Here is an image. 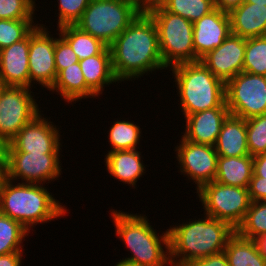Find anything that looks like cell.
I'll use <instances>...</instances> for the list:
<instances>
[{
    "label": "cell",
    "mask_w": 266,
    "mask_h": 266,
    "mask_svg": "<svg viewBox=\"0 0 266 266\" xmlns=\"http://www.w3.org/2000/svg\"><path fill=\"white\" fill-rule=\"evenodd\" d=\"M5 178H6V162L3 151L0 148V189Z\"/></svg>",
    "instance_id": "obj_44"
},
{
    "label": "cell",
    "mask_w": 266,
    "mask_h": 266,
    "mask_svg": "<svg viewBox=\"0 0 266 266\" xmlns=\"http://www.w3.org/2000/svg\"><path fill=\"white\" fill-rule=\"evenodd\" d=\"M114 266H141V265L132 264V263H129L126 261H122L120 259V261L118 263H116V265H114Z\"/></svg>",
    "instance_id": "obj_46"
},
{
    "label": "cell",
    "mask_w": 266,
    "mask_h": 266,
    "mask_svg": "<svg viewBox=\"0 0 266 266\" xmlns=\"http://www.w3.org/2000/svg\"><path fill=\"white\" fill-rule=\"evenodd\" d=\"M253 173L256 176L266 178V153L253 157Z\"/></svg>",
    "instance_id": "obj_40"
},
{
    "label": "cell",
    "mask_w": 266,
    "mask_h": 266,
    "mask_svg": "<svg viewBox=\"0 0 266 266\" xmlns=\"http://www.w3.org/2000/svg\"><path fill=\"white\" fill-rule=\"evenodd\" d=\"M60 35L73 49L79 60L100 54L107 45L75 25L57 27Z\"/></svg>",
    "instance_id": "obj_26"
},
{
    "label": "cell",
    "mask_w": 266,
    "mask_h": 266,
    "mask_svg": "<svg viewBox=\"0 0 266 266\" xmlns=\"http://www.w3.org/2000/svg\"><path fill=\"white\" fill-rule=\"evenodd\" d=\"M111 216L116 236L132 253L122 261L141 266H171L169 229L159 236L144 214L111 209Z\"/></svg>",
    "instance_id": "obj_4"
},
{
    "label": "cell",
    "mask_w": 266,
    "mask_h": 266,
    "mask_svg": "<svg viewBox=\"0 0 266 266\" xmlns=\"http://www.w3.org/2000/svg\"><path fill=\"white\" fill-rule=\"evenodd\" d=\"M173 73L184 118L213 108H228L225 83L201 61L181 63L169 68Z\"/></svg>",
    "instance_id": "obj_5"
},
{
    "label": "cell",
    "mask_w": 266,
    "mask_h": 266,
    "mask_svg": "<svg viewBox=\"0 0 266 266\" xmlns=\"http://www.w3.org/2000/svg\"><path fill=\"white\" fill-rule=\"evenodd\" d=\"M204 213L237 229L250 207L248 188L230 186L216 181L203 185L198 191Z\"/></svg>",
    "instance_id": "obj_8"
},
{
    "label": "cell",
    "mask_w": 266,
    "mask_h": 266,
    "mask_svg": "<svg viewBox=\"0 0 266 266\" xmlns=\"http://www.w3.org/2000/svg\"><path fill=\"white\" fill-rule=\"evenodd\" d=\"M231 33L242 38L266 36V6L243 2L229 13Z\"/></svg>",
    "instance_id": "obj_19"
},
{
    "label": "cell",
    "mask_w": 266,
    "mask_h": 266,
    "mask_svg": "<svg viewBox=\"0 0 266 266\" xmlns=\"http://www.w3.org/2000/svg\"><path fill=\"white\" fill-rule=\"evenodd\" d=\"M244 2L266 6V0H244Z\"/></svg>",
    "instance_id": "obj_45"
},
{
    "label": "cell",
    "mask_w": 266,
    "mask_h": 266,
    "mask_svg": "<svg viewBox=\"0 0 266 266\" xmlns=\"http://www.w3.org/2000/svg\"><path fill=\"white\" fill-rule=\"evenodd\" d=\"M230 115L228 108H213L185 117L182 137L194 143L215 145L221 127Z\"/></svg>",
    "instance_id": "obj_18"
},
{
    "label": "cell",
    "mask_w": 266,
    "mask_h": 266,
    "mask_svg": "<svg viewBox=\"0 0 266 266\" xmlns=\"http://www.w3.org/2000/svg\"><path fill=\"white\" fill-rule=\"evenodd\" d=\"M185 266H229L224 252L190 261Z\"/></svg>",
    "instance_id": "obj_38"
},
{
    "label": "cell",
    "mask_w": 266,
    "mask_h": 266,
    "mask_svg": "<svg viewBox=\"0 0 266 266\" xmlns=\"http://www.w3.org/2000/svg\"><path fill=\"white\" fill-rule=\"evenodd\" d=\"M141 131L139 125L131 121L117 120L113 122L108 133V142L112 149L108 152L139 149L137 145L142 137Z\"/></svg>",
    "instance_id": "obj_28"
},
{
    "label": "cell",
    "mask_w": 266,
    "mask_h": 266,
    "mask_svg": "<svg viewBox=\"0 0 266 266\" xmlns=\"http://www.w3.org/2000/svg\"><path fill=\"white\" fill-rule=\"evenodd\" d=\"M32 88L7 86L0 98V148L41 113ZM33 95H32V94Z\"/></svg>",
    "instance_id": "obj_10"
},
{
    "label": "cell",
    "mask_w": 266,
    "mask_h": 266,
    "mask_svg": "<svg viewBox=\"0 0 266 266\" xmlns=\"http://www.w3.org/2000/svg\"><path fill=\"white\" fill-rule=\"evenodd\" d=\"M41 184L17 183L4 179L0 189V213L21 223L28 231L36 224L65 216V205ZM63 205V206H62Z\"/></svg>",
    "instance_id": "obj_3"
},
{
    "label": "cell",
    "mask_w": 266,
    "mask_h": 266,
    "mask_svg": "<svg viewBox=\"0 0 266 266\" xmlns=\"http://www.w3.org/2000/svg\"><path fill=\"white\" fill-rule=\"evenodd\" d=\"M36 0H0V19L33 20ZM34 15V16H33Z\"/></svg>",
    "instance_id": "obj_34"
},
{
    "label": "cell",
    "mask_w": 266,
    "mask_h": 266,
    "mask_svg": "<svg viewBox=\"0 0 266 266\" xmlns=\"http://www.w3.org/2000/svg\"><path fill=\"white\" fill-rule=\"evenodd\" d=\"M214 148L218 156L241 157L250 155L247 143L246 120L229 115L223 122Z\"/></svg>",
    "instance_id": "obj_21"
},
{
    "label": "cell",
    "mask_w": 266,
    "mask_h": 266,
    "mask_svg": "<svg viewBox=\"0 0 266 266\" xmlns=\"http://www.w3.org/2000/svg\"><path fill=\"white\" fill-rule=\"evenodd\" d=\"M245 38L230 34L216 49L200 61L225 84L243 71Z\"/></svg>",
    "instance_id": "obj_15"
},
{
    "label": "cell",
    "mask_w": 266,
    "mask_h": 266,
    "mask_svg": "<svg viewBox=\"0 0 266 266\" xmlns=\"http://www.w3.org/2000/svg\"><path fill=\"white\" fill-rule=\"evenodd\" d=\"M243 71L266 76V36L245 39Z\"/></svg>",
    "instance_id": "obj_29"
},
{
    "label": "cell",
    "mask_w": 266,
    "mask_h": 266,
    "mask_svg": "<svg viewBox=\"0 0 266 266\" xmlns=\"http://www.w3.org/2000/svg\"><path fill=\"white\" fill-rule=\"evenodd\" d=\"M236 232L247 239H255L266 233V201L251 202L241 225Z\"/></svg>",
    "instance_id": "obj_30"
},
{
    "label": "cell",
    "mask_w": 266,
    "mask_h": 266,
    "mask_svg": "<svg viewBox=\"0 0 266 266\" xmlns=\"http://www.w3.org/2000/svg\"><path fill=\"white\" fill-rule=\"evenodd\" d=\"M203 217L169 228L171 266H185L192 260L224 252L236 230L205 213Z\"/></svg>",
    "instance_id": "obj_2"
},
{
    "label": "cell",
    "mask_w": 266,
    "mask_h": 266,
    "mask_svg": "<svg viewBox=\"0 0 266 266\" xmlns=\"http://www.w3.org/2000/svg\"><path fill=\"white\" fill-rule=\"evenodd\" d=\"M162 6L167 11L180 15L192 23L215 8L214 0H167Z\"/></svg>",
    "instance_id": "obj_31"
},
{
    "label": "cell",
    "mask_w": 266,
    "mask_h": 266,
    "mask_svg": "<svg viewBox=\"0 0 266 266\" xmlns=\"http://www.w3.org/2000/svg\"><path fill=\"white\" fill-rule=\"evenodd\" d=\"M244 0H214V7L229 13L232 9L239 7Z\"/></svg>",
    "instance_id": "obj_41"
},
{
    "label": "cell",
    "mask_w": 266,
    "mask_h": 266,
    "mask_svg": "<svg viewBox=\"0 0 266 266\" xmlns=\"http://www.w3.org/2000/svg\"><path fill=\"white\" fill-rule=\"evenodd\" d=\"M57 27L75 25L91 0H58Z\"/></svg>",
    "instance_id": "obj_35"
},
{
    "label": "cell",
    "mask_w": 266,
    "mask_h": 266,
    "mask_svg": "<svg viewBox=\"0 0 266 266\" xmlns=\"http://www.w3.org/2000/svg\"><path fill=\"white\" fill-rule=\"evenodd\" d=\"M230 115L249 119L266 113V76L240 72L225 84Z\"/></svg>",
    "instance_id": "obj_9"
},
{
    "label": "cell",
    "mask_w": 266,
    "mask_h": 266,
    "mask_svg": "<svg viewBox=\"0 0 266 266\" xmlns=\"http://www.w3.org/2000/svg\"><path fill=\"white\" fill-rule=\"evenodd\" d=\"M109 49L113 71L120 83L138 80L155 70H168L161 58L156 24L147 12H140Z\"/></svg>",
    "instance_id": "obj_1"
},
{
    "label": "cell",
    "mask_w": 266,
    "mask_h": 266,
    "mask_svg": "<svg viewBox=\"0 0 266 266\" xmlns=\"http://www.w3.org/2000/svg\"><path fill=\"white\" fill-rule=\"evenodd\" d=\"M54 57L57 74L64 68L80 61L70 45L60 35L55 38Z\"/></svg>",
    "instance_id": "obj_36"
},
{
    "label": "cell",
    "mask_w": 266,
    "mask_h": 266,
    "mask_svg": "<svg viewBox=\"0 0 266 266\" xmlns=\"http://www.w3.org/2000/svg\"><path fill=\"white\" fill-rule=\"evenodd\" d=\"M254 241L257 244L259 253L266 259V233L256 237Z\"/></svg>",
    "instance_id": "obj_43"
},
{
    "label": "cell",
    "mask_w": 266,
    "mask_h": 266,
    "mask_svg": "<svg viewBox=\"0 0 266 266\" xmlns=\"http://www.w3.org/2000/svg\"><path fill=\"white\" fill-rule=\"evenodd\" d=\"M229 266H266V259L259 253L256 242L235 232L224 249Z\"/></svg>",
    "instance_id": "obj_25"
},
{
    "label": "cell",
    "mask_w": 266,
    "mask_h": 266,
    "mask_svg": "<svg viewBox=\"0 0 266 266\" xmlns=\"http://www.w3.org/2000/svg\"><path fill=\"white\" fill-rule=\"evenodd\" d=\"M38 114L24 125L17 135L1 149L3 152L60 153V128Z\"/></svg>",
    "instance_id": "obj_14"
},
{
    "label": "cell",
    "mask_w": 266,
    "mask_h": 266,
    "mask_svg": "<svg viewBox=\"0 0 266 266\" xmlns=\"http://www.w3.org/2000/svg\"><path fill=\"white\" fill-rule=\"evenodd\" d=\"M174 149L179 172L195 182L197 191L215 180L218 154L213 145L194 143L182 137Z\"/></svg>",
    "instance_id": "obj_12"
},
{
    "label": "cell",
    "mask_w": 266,
    "mask_h": 266,
    "mask_svg": "<svg viewBox=\"0 0 266 266\" xmlns=\"http://www.w3.org/2000/svg\"><path fill=\"white\" fill-rule=\"evenodd\" d=\"M52 92L60 94L64 101L76 103L85 98H95L98 95L86 84L80 64L75 63L61 70L52 88ZM92 96V97H91ZM79 99V100H78Z\"/></svg>",
    "instance_id": "obj_23"
},
{
    "label": "cell",
    "mask_w": 266,
    "mask_h": 266,
    "mask_svg": "<svg viewBox=\"0 0 266 266\" xmlns=\"http://www.w3.org/2000/svg\"><path fill=\"white\" fill-rule=\"evenodd\" d=\"M48 29L44 24H39L29 33L30 88L33 87L32 83L38 82L42 89L44 87L50 90L57 78L55 38L49 34Z\"/></svg>",
    "instance_id": "obj_13"
},
{
    "label": "cell",
    "mask_w": 266,
    "mask_h": 266,
    "mask_svg": "<svg viewBox=\"0 0 266 266\" xmlns=\"http://www.w3.org/2000/svg\"><path fill=\"white\" fill-rule=\"evenodd\" d=\"M249 154L254 157L266 153V113L246 119Z\"/></svg>",
    "instance_id": "obj_33"
},
{
    "label": "cell",
    "mask_w": 266,
    "mask_h": 266,
    "mask_svg": "<svg viewBox=\"0 0 266 266\" xmlns=\"http://www.w3.org/2000/svg\"><path fill=\"white\" fill-rule=\"evenodd\" d=\"M140 12L138 0H91L75 26L109 46Z\"/></svg>",
    "instance_id": "obj_6"
},
{
    "label": "cell",
    "mask_w": 266,
    "mask_h": 266,
    "mask_svg": "<svg viewBox=\"0 0 266 266\" xmlns=\"http://www.w3.org/2000/svg\"><path fill=\"white\" fill-rule=\"evenodd\" d=\"M157 27L161 58L167 68L195 62L193 23L163 6L147 12Z\"/></svg>",
    "instance_id": "obj_7"
},
{
    "label": "cell",
    "mask_w": 266,
    "mask_h": 266,
    "mask_svg": "<svg viewBox=\"0 0 266 266\" xmlns=\"http://www.w3.org/2000/svg\"><path fill=\"white\" fill-rule=\"evenodd\" d=\"M248 191L252 202L266 201V178L256 176L253 173Z\"/></svg>",
    "instance_id": "obj_37"
},
{
    "label": "cell",
    "mask_w": 266,
    "mask_h": 266,
    "mask_svg": "<svg viewBox=\"0 0 266 266\" xmlns=\"http://www.w3.org/2000/svg\"><path fill=\"white\" fill-rule=\"evenodd\" d=\"M167 0H138L141 12H148L153 8L162 6Z\"/></svg>",
    "instance_id": "obj_42"
},
{
    "label": "cell",
    "mask_w": 266,
    "mask_h": 266,
    "mask_svg": "<svg viewBox=\"0 0 266 266\" xmlns=\"http://www.w3.org/2000/svg\"><path fill=\"white\" fill-rule=\"evenodd\" d=\"M37 25L34 20L0 19V50L23 40Z\"/></svg>",
    "instance_id": "obj_32"
},
{
    "label": "cell",
    "mask_w": 266,
    "mask_h": 266,
    "mask_svg": "<svg viewBox=\"0 0 266 266\" xmlns=\"http://www.w3.org/2000/svg\"><path fill=\"white\" fill-rule=\"evenodd\" d=\"M230 34L229 14L220 9L214 8L200 20L195 21L193 23L195 62L219 47Z\"/></svg>",
    "instance_id": "obj_16"
},
{
    "label": "cell",
    "mask_w": 266,
    "mask_h": 266,
    "mask_svg": "<svg viewBox=\"0 0 266 266\" xmlns=\"http://www.w3.org/2000/svg\"><path fill=\"white\" fill-rule=\"evenodd\" d=\"M253 175V157L251 155L241 157L217 158V173L215 180L230 186L248 188Z\"/></svg>",
    "instance_id": "obj_24"
},
{
    "label": "cell",
    "mask_w": 266,
    "mask_h": 266,
    "mask_svg": "<svg viewBox=\"0 0 266 266\" xmlns=\"http://www.w3.org/2000/svg\"><path fill=\"white\" fill-rule=\"evenodd\" d=\"M6 177L12 181L44 185L61 175L60 153L3 152ZM25 181V182H24ZM50 181V182H49Z\"/></svg>",
    "instance_id": "obj_11"
},
{
    "label": "cell",
    "mask_w": 266,
    "mask_h": 266,
    "mask_svg": "<svg viewBox=\"0 0 266 266\" xmlns=\"http://www.w3.org/2000/svg\"><path fill=\"white\" fill-rule=\"evenodd\" d=\"M6 87H7V85L4 83V81L0 77V98H1L3 91L6 89Z\"/></svg>",
    "instance_id": "obj_47"
},
{
    "label": "cell",
    "mask_w": 266,
    "mask_h": 266,
    "mask_svg": "<svg viewBox=\"0 0 266 266\" xmlns=\"http://www.w3.org/2000/svg\"><path fill=\"white\" fill-rule=\"evenodd\" d=\"M141 152L137 149L107 152L105 156L106 170L110 176L124 184L136 188V183L146 172Z\"/></svg>",
    "instance_id": "obj_20"
},
{
    "label": "cell",
    "mask_w": 266,
    "mask_h": 266,
    "mask_svg": "<svg viewBox=\"0 0 266 266\" xmlns=\"http://www.w3.org/2000/svg\"><path fill=\"white\" fill-rule=\"evenodd\" d=\"M86 84L99 96L106 85L119 83L115 77L111 53L107 46L100 54L79 61Z\"/></svg>",
    "instance_id": "obj_22"
},
{
    "label": "cell",
    "mask_w": 266,
    "mask_h": 266,
    "mask_svg": "<svg viewBox=\"0 0 266 266\" xmlns=\"http://www.w3.org/2000/svg\"><path fill=\"white\" fill-rule=\"evenodd\" d=\"M29 233L21 223L0 213V255L25 250L22 244Z\"/></svg>",
    "instance_id": "obj_27"
},
{
    "label": "cell",
    "mask_w": 266,
    "mask_h": 266,
    "mask_svg": "<svg viewBox=\"0 0 266 266\" xmlns=\"http://www.w3.org/2000/svg\"><path fill=\"white\" fill-rule=\"evenodd\" d=\"M29 34L0 50V77L7 86L30 88Z\"/></svg>",
    "instance_id": "obj_17"
},
{
    "label": "cell",
    "mask_w": 266,
    "mask_h": 266,
    "mask_svg": "<svg viewBox=\"0 0 266 266\" xmlns=\"http://www.w3.org/2000/svg\"><path fill=\"white\" fill-rule=\"evenodd\" d=\"M23 255V252L0 255V266H21Z\"/></svg>",
    "instance_id": "obj_39"
}]
</instances>
